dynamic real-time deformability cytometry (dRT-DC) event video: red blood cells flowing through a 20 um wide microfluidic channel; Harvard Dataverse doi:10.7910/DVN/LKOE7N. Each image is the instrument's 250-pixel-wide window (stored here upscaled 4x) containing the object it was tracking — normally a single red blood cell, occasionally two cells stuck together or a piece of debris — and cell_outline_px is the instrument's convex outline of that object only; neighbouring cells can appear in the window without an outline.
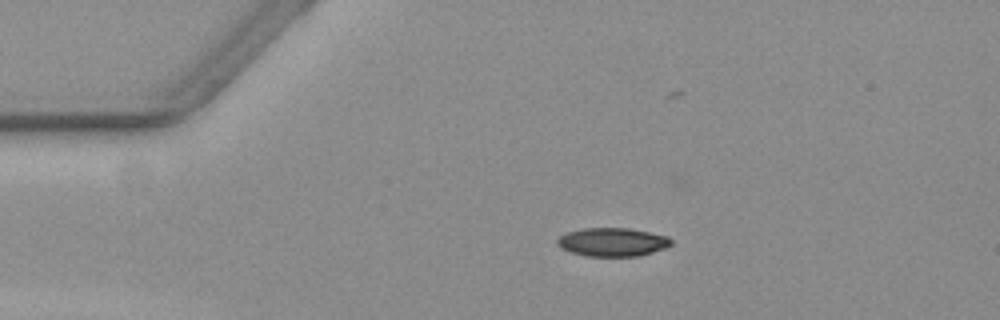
{"species": "common noctule bat (a hibernating species)", "species_latin": "Nyctalus noctula", "temperature_condition": "warm", "stored_images_in_passage": 13, "camera_frame_rate_fps": 3000, "um_per_image_px": 0.085, "animal": {"sex": "female", "body_mass_g": 19.3, "forearm_length_mm": 54.1}, "frame": {"image": 1, "passage_image": 1, "time_ms": 0.0, "image_size_px": [1000, 320], "cell_outline_px": [[672, 244], [664, 248], [640, 256], [584, 256], [560, 248], [556, 244], [556, 240], [560, 236], [568, 232], [584, 228], [628, 228], [668, 236], [672, 240]], "centroid_in_image_um": [52.04, 20.58], "position_along_channel_um": 33.0, "area_um2": 18.9}}